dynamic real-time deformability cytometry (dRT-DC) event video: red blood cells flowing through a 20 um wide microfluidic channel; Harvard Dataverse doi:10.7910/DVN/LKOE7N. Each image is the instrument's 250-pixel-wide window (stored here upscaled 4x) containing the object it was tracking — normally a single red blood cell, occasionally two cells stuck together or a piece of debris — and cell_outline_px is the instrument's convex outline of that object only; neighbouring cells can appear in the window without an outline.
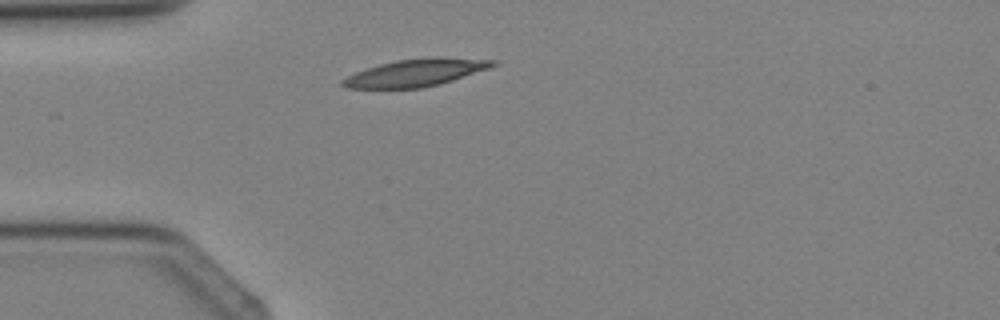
{"species": "Egyptian fruit bat (a non-hibernating species)", "species_latin": "Rousettus aegyptiacus", "temperature_condition": "cold", "stored_images_in_passage": 1, "camera_frame_rate_fps": 3000, "um_per_image_px": 0.085, "animal": {"sex": "female"}, "frame": {"image": 1, "passage_image": 1, "time_ms": 0.0, "image_size_px": [1000, 320], "cell_outline_px": [[500, 64], [440, 84], [420, 88], [348, 88], [340, 84], [340, 80], [356, 72], [380, 64], [396, 60], [432, 56], [440, 56], [500, 60]], "centroid_in_image_um": [35.4, 6.15], "position_along_channel_um": 49.6, "area_um2": 24.04}}